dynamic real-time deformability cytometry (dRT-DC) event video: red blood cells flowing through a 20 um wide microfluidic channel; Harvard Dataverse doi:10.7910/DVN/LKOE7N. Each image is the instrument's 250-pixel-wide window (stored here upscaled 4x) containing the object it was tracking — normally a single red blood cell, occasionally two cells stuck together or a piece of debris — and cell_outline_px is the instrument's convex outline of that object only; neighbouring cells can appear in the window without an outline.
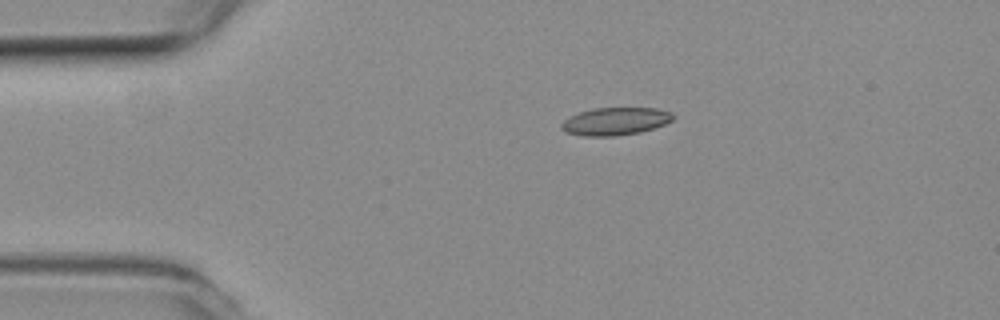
{"species": "common noctule bat (a hibernating species)", "species_latin": "Nyctalus noctula", "temperature_condition": "room temperature", "stored_images_in_passage": 7, "camera_frame_rate_fps": 3000, "um_per_image_px": 0.085, "animal": {"sex": "female", "body_mass_g": 19.3, "forearm_length_mm": 54.1}, "frame": {"image": 1, "passage_image": 1, "time_ms": 0.0, "image_size_px": [1000, 320], "cell_outline_px": [[676, 116], [672, 120], [664, 124], [640, 132], [616, 136], [584, 136], [564, 132], [560, 128], [560, 124], [564, 120], [580, 112], [592, 108], [656, 108], [672, 112]], "centroid_in_image_um": [52.3, 10.31], "position_along_channel_um": 32.7, "area_um2": 18.03}}
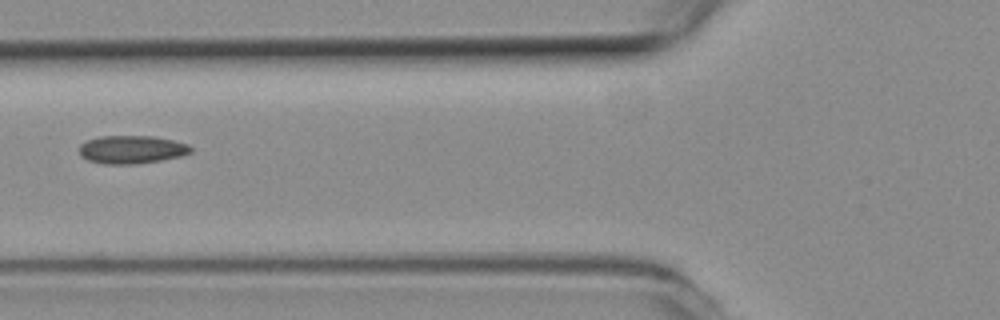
{"frame": {"image": 2, "passage_image": 4, "time_ms": 1.0, "image_size_px": [1000, 320], "cell_outline_px": [[192, 152], [180, 156], [160, 160], [132, 164], [104, 164], [88, 160], [80, 156], [80, 144], [88, 140], [100, 136], [152, 136], [172, 140], [188, 144], [192, 148]], "centroid_in_image_um": [11.18, 12.71], "position_along_channel_um": 114.6, "area_um2": 18.15}}
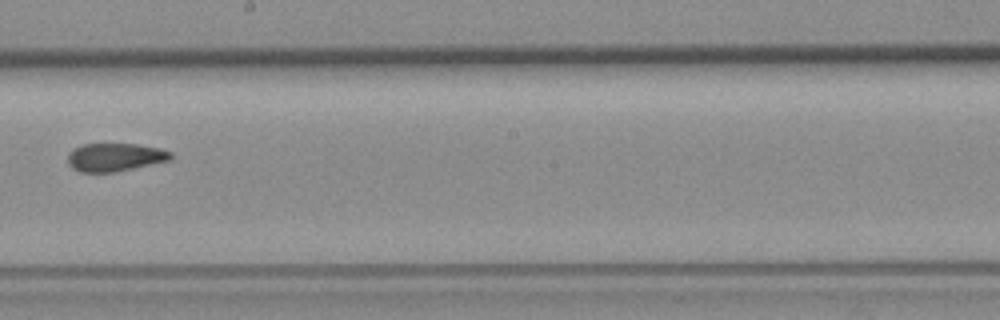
{"frame": {"image": 3, "passage_image": 7, "time_ms": 2.0, "image_size_px": [1000, 320], "cell_outline_px": [[172, 160], [112, 172], [80, 172], [72, 168], [68, 164], [68, 156], [72, 148], [84, 144], [136, 144], [160, 148], [172, 152]], "centroid_in_image_um": [9.77, 13.36], "position_along_channel_um": 238.4, "area_um2": 16.88}}